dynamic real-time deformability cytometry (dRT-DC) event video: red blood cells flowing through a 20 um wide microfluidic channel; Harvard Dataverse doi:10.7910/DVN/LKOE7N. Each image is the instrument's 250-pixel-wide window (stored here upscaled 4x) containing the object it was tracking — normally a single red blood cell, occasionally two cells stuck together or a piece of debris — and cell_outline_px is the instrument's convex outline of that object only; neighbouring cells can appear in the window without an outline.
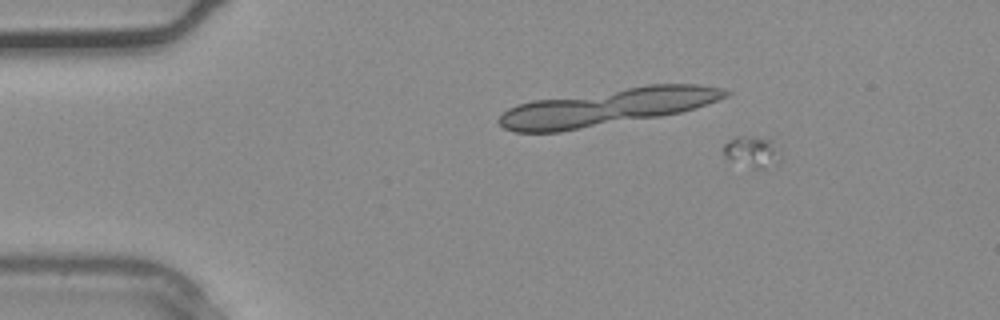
{"species": "common noctule bat (a hibernating species)", "species_latin": "Nyctalus noctula", "temperature_condition": "warm", "stored_images_in_passage": 32, "camera_frame_rate_fps": 3000, "um_per_image_px": 0.085, "animal": {"sex": "male", "body_mass_g": 20.4}, "frame": {"image": 1, "passage_image": 1, "time_ms": 0.0, "image_size_px": [1000, 320], "cell_outline_px": [[780, 164], [764, 168], [752, 168], [732, 160], [724, 156], [724, 144], [728, 140], [736, 136], [740, 136], [772, 140], [780, 152]], "centroid_in_image_um": [63.96, 12.91], "position_along_channel_um": 21.0, "area_um2": 10.23}}